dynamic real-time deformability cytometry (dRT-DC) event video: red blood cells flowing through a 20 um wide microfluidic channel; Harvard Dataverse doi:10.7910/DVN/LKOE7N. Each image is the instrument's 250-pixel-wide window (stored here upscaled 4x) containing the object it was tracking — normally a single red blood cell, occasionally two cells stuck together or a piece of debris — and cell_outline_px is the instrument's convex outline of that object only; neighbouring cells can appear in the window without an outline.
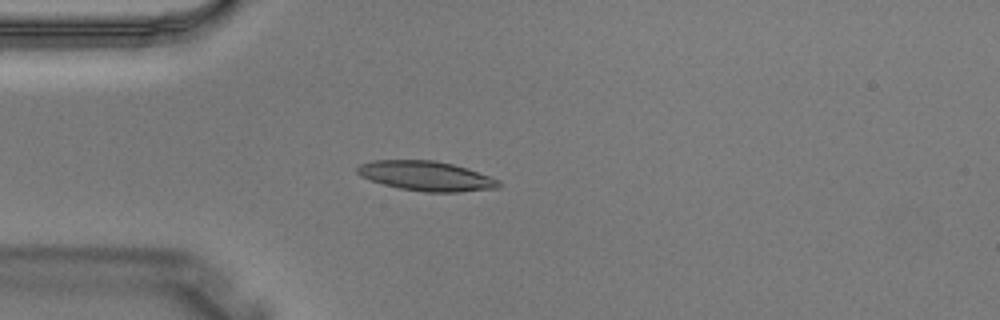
{"species": "Egyptian fruit bat (a non-hibernating species)", "species_latin": "Rousettus aegyptiacus", "temperature_condition": "warm", "stored_images_in_passage": 3, "camera_frame_rate_fps": 3000, "um_per_image_px": 0.085, "animal": {"sex": "male"}, "frame": {"image": 1, "passage_image": 3, "time_ms": 0.667, "image_size_px": [1000, 320], "cell_outline_px": [[500, 188], [460, 192], [424, 192], [400, 188], [384, 184], [360, 176], [356, 172], [356, 168], [360, 164], [372, 160], [436, 160], [468, 168], [500, 180]], "centroid_in_image_um": [36.25, 14.95], "position_along_channel_um": 48.8, "area_um2": 24.57}}